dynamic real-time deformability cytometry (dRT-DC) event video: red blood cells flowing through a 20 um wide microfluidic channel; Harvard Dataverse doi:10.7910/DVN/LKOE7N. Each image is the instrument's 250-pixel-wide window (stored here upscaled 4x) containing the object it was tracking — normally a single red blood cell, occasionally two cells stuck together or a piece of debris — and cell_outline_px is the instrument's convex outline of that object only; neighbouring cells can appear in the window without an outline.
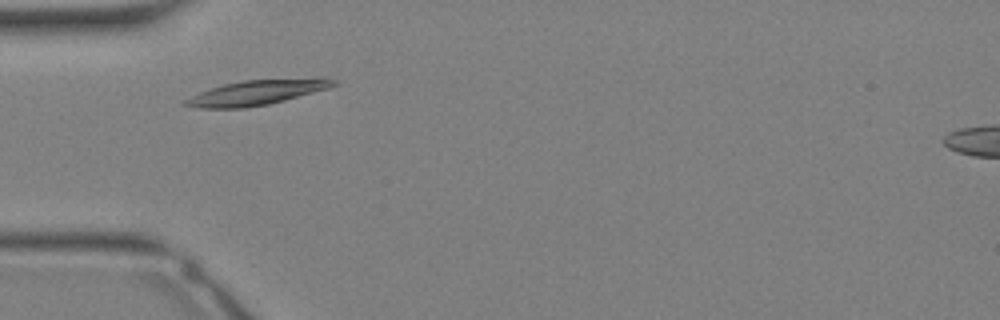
{"species": "Egyptian fruit bat (a non-hibernating species)", "species_latin": "Rousettus aegyptiacus", "temperature_condition": "warm", "stored_images_in_passage": 26, "camera_frame_rate_fps": 3000, "um_per_image_px": 0.085, "animal": {"sex": "female"}, "frame": {"image": 1, "passage_image": 3, "time_ms": 0.667, "image_size_px": [1000, 320], "cell_outline_px": [[340, 84], [328, 88], [284, 100], [268, 104], [244, 108], [200, 108], [180, 104], [184, 100], [200, 92], [224, 84], [244, 80], [336, 80]], "centroid_in_image_um": [21.68, 7.91], "position_along_channel_um": 63.3, "area_um2": 20.46}}
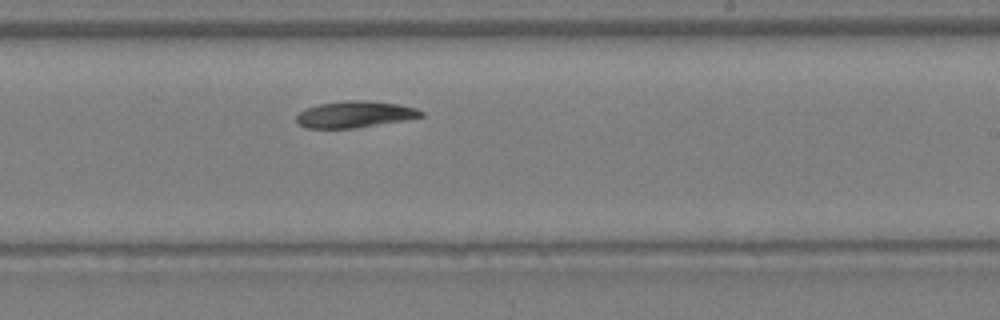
{"frame": {"image": 2, "passage_image": 13, "time_ms": 4.0, "image_size_px": [1000, 320], "cell_outline_px": [[424, 116], [404, 120], [352, 128], [308, 128], [300, 124], [296, 120], [296, 116], [304, 108], [320, 104], [348, 100], [368, 100], [396, 104], [416, 108], [424, 112]], "centroid_in_image_um": [30.15, 9.71], "position_along_channel_um": 258.8, "area_um2": 19.02}}
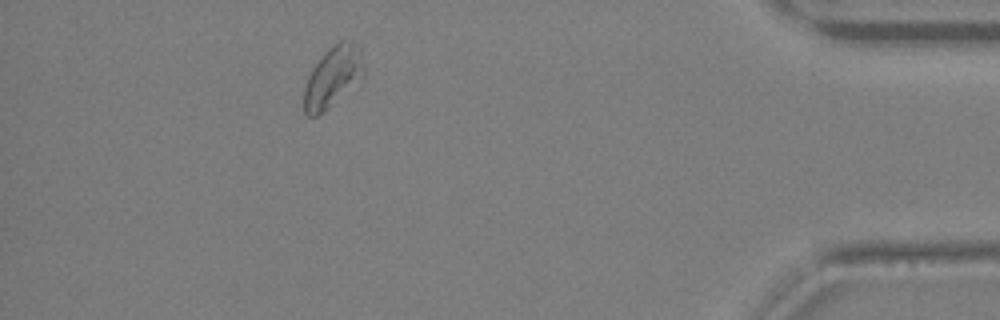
{"frame": {"image": 3, "passage_image": 23, "time_ms": 7.333, "image_size_px": [1000, 320], "cell_outline_px": [[364, 76], [316, 116], [308, 116], [304, 112], [304, 88], [308, 76], [312, 68], [324, 52], [332, 44], [340, 40], [352, 40], [360, 48], [364, 68]], "centroid_in_image_um": [28.28, 6.46], "position_along_channel_um": 406.9, "area_um2": 20.75}}